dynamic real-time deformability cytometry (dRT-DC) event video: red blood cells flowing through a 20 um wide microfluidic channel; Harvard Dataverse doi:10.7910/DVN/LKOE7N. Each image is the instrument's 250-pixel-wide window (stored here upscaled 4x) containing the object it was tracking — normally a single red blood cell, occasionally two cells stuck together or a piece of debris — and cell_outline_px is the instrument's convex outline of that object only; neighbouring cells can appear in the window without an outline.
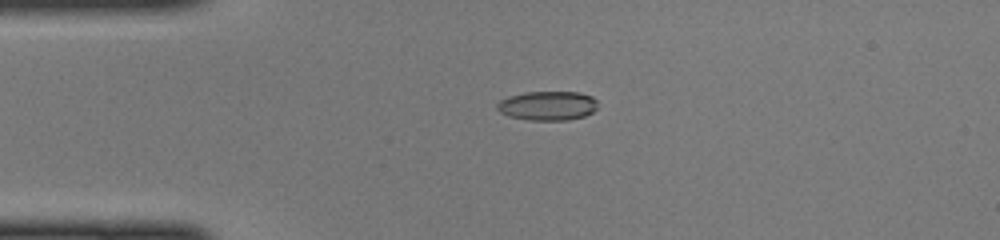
{"species": "common noctule bat (a hibernating species)", "species_latin": "Nyctalus noctula", "temperature_condition": "cold", "stored_images_in_passage": 38, "camera_frame_rate_fps": 3000, "um_per_image_px": 0.085, "animal": {"sex": "female", "body_mass_g": 22.0, "forearm_length_mm": 56.7}, "frame": {"image": 1, "passage_image": 2, "time_ms": 0.333, "image_size_px": [1000, 240], "cell_outline_px": [[596, 108], [592, 112], [584, 116], [568, 120], [528, 120], [508, 116], [500, 112], [496, 108], [496, 104], [500, 100], [508, 96], [524, 92], [580, 92], [592, 96], [596, 100]], "centroid_in_image_um": [46.52, 8.98], "position_along_channel_um": 38.5, "area_um2": 17.22}}
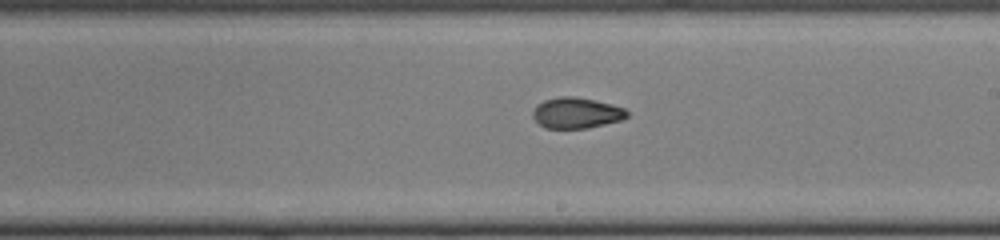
{"frame": {"image": 2, "passage_image": 18, "time_ms": 5.667, "image_size_px": [1000, 240], "cell_outline_px": [[628, 116], [624, 120], [588, 128], [544, 128], [532, 116], [532, 112], [536, 104], [544, 100], [560, 96], [576, 96], [596, 100], [612, 104], [624, 108], [628, 112]], "centroid_in_image_um": [49.01, 9.59], "position_along_channel_um": 240.0, "area_um2": 17.17}}
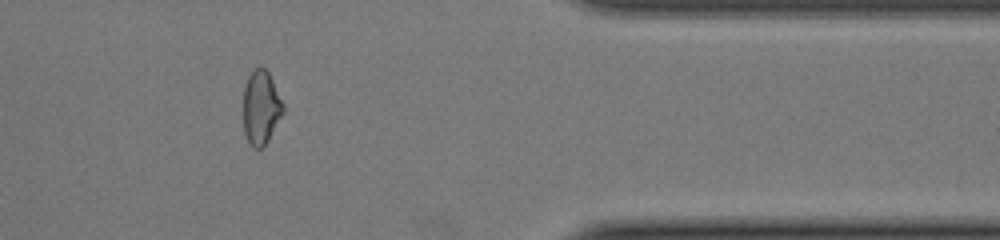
{"frame": {"image": 3, "passage_image": 30, "time_ms": 9.667, "image_size_px": [1000, 240], "cell_outline_px": [[284, 112], [268, 140], [260, 148], [252, 148], [244, 132], [244, 88], [248, 76], [256, 68], [264, 68], [268, 72], [284, 104]], "centroid_in_image_um": [22.19, 9.15], "position_along_channel_um": 389.2, "area_um2": 16.88}}